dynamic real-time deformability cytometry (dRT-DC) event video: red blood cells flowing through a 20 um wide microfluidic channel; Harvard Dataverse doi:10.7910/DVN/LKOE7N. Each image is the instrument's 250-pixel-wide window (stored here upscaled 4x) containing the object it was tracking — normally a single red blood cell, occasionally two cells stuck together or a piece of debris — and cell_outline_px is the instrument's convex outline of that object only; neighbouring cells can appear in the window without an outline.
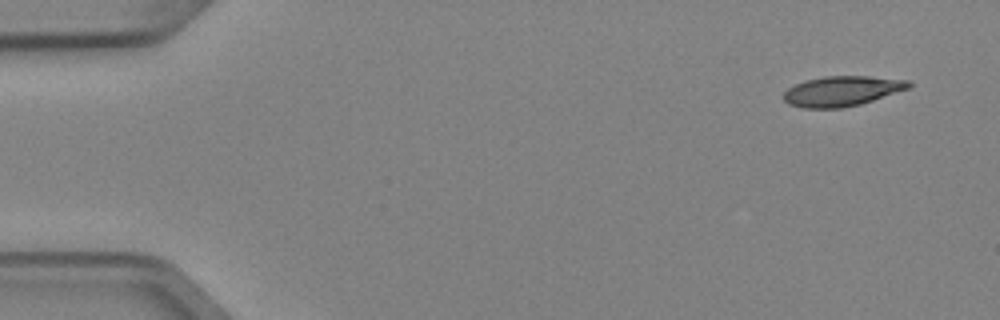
{"species": "Egyptian fruit bat (a non-hibernating species)", "species_latin": "Rousettus aegyptiacus", "temperature_condition": "cold", "stored_images_in_passage": 6, "camera_frame_rate_fps": 3000, "um_per_image_px": 0.085, "animal": {"sex": "female"}, "frame": {"image": 1, "passage_image": 1, "time_ms": 0.0, "image_size_px": [1000, 320], "cell_outline_px": [[912, 84], [908, 88], [860, 104], [840, 108], [800, 108], [788, 104], [784, 100], [784, 92], [788, 88], [796, 84], [808, 80], [824, 76], [868, 76], [908, 80]], "centroid_in_image_um": [71.53, 7.74], "position_along_channel_um": 13.5, "area_um2": 21.68}}
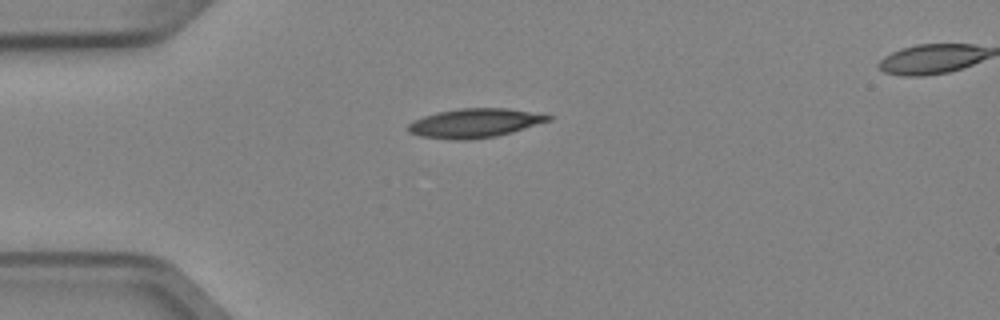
{"frame": {"image": 2, "passage_image": 4, "time_ms": 1.0, "image_size_px": [1000, 320], "cell_outline_px": [[552, 120], [512, 132], [496, 136], [468, 140], [452, 140], [420, 136], [408, 132], [408, 124], [412, 120], [436, 112], [460, 108], [508, 108], [552, 116]], "centroid_in_image_um": [40.31, 10.46], "position_along_channel_um": 44.7, "area_um2": 23.76}}
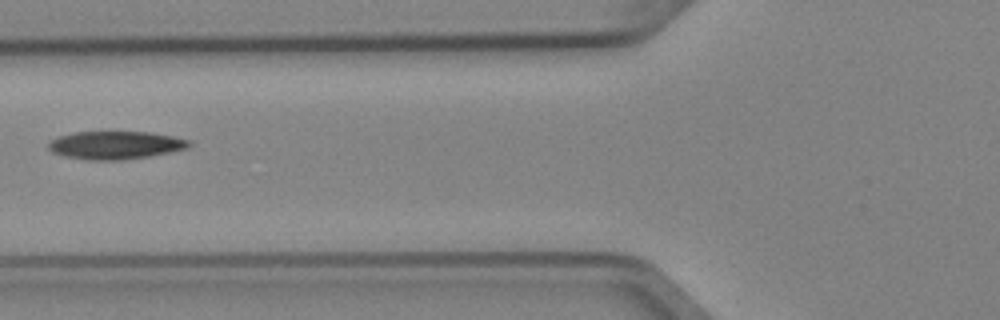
{"frame": {"image": 3, "passage_image": 6, "time_ms": 1.667, "image_size_px": [1000, 320], "cell_outline_px": [[192, 144], [188, 148], [148, 156], [120, 160], [88, 160], [64, 156], [52, 152], [48, 148], [48, 144], [52, 140], [60, 136], [76, 132], [148, 132], [172, 136], [192, 140]], "centroid_in_image_um": [9.83, 12.34], "position_along_channel_um": 116.0, "area_um2": 22.77}}